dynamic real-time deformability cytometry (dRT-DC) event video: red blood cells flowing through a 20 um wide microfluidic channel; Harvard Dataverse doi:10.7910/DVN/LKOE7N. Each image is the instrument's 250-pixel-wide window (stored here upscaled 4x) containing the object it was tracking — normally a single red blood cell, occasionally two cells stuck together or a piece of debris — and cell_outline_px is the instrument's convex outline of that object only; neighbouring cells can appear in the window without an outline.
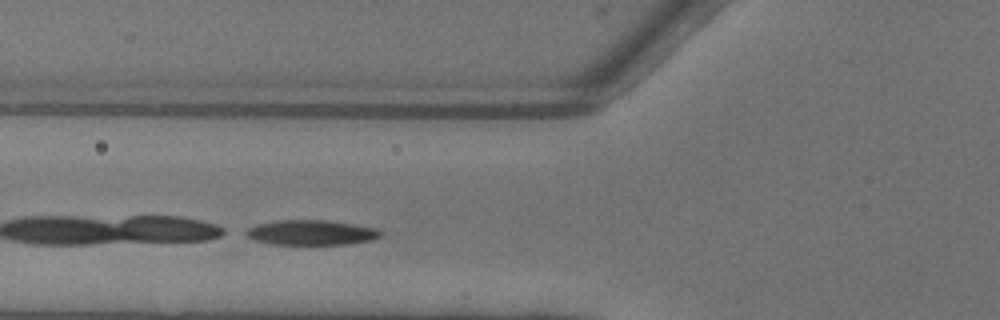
{"species": "common noctule bat (a hibernating species)", "species_latin": "Nyctalus noctula", "temperature_condition": "warm", "stored_images_in_passage": 39, "camera_frame_rate_fps": 3000, "um_per_image_px": 0.085, "animal": {"sex": "female"}, "frame": {"image": 1, "passage_image": 9, "time_ms": 2.667, "image_size_px": [1000, 320], "cell_outline_px": [[384, 232], [380, 236], [372, 240], [344, 244], [272, 244], [252, 240], [240, 232], [256, 224], [280, 220], [328, 220], [376, 228]], "centroid_in_image_um": [26.39, 19.76], "position_along_channel_um": 99.4, "area_um2": 19.71}}
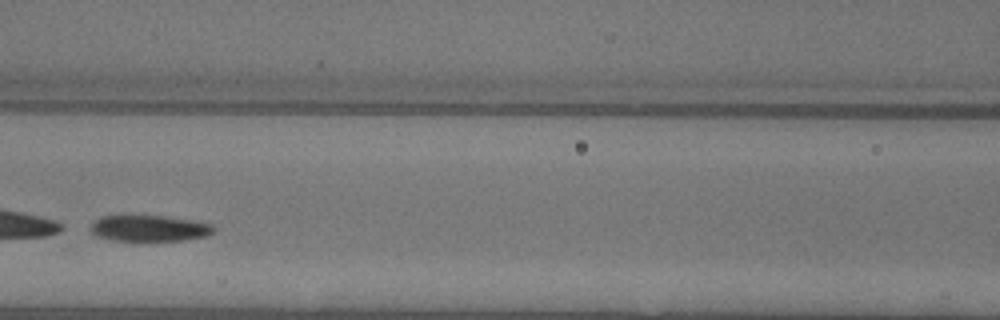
{"frame": {"image": 2, "passage_image": 13, "time_ms": 4.0, "image_size_px": [1000, 320], "cell_outline_px": [[216, 228], [208, 236], [184, 240], [112, 240], [96, 236], [88, 228], [100, 216], [164, 216], [200, 220], [212, 224]], "centroid_in_image_um": [12.74, 19.39], "position_along_channel_um": 153.9, "area_um2": 18.84}, "authors_computed_cell_mechanics": {"area_um2": 21.2126, "velocity_mm_per_s": 4.0629, "shape_relaxation_time_tau1_ms": 0.8908, "shape_relaxation_time_tau2_ms": 8.3581, "deformation_change_tau1": 0.2847, "deformation_change_tau2": 0.1386}}